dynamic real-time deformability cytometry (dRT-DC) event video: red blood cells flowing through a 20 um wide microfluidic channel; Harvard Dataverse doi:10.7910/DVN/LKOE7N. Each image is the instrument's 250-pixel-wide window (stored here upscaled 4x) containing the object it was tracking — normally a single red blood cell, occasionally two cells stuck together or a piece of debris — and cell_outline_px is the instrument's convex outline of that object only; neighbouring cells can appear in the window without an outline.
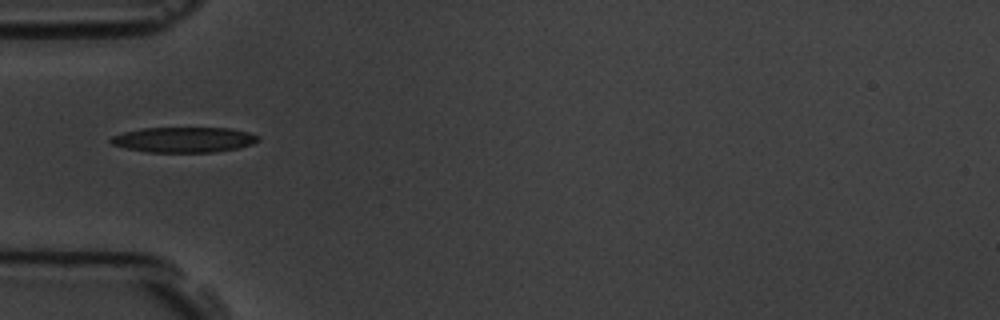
{"species": "common noctule bat (a hibernating species)", "species_latin": "Nyctalus noctula", "temperature_condition": "room temperature", "stored_images_in_passage": 1, "camera_frame_rate_fps": 3000, "um_per_image_px": 0.085, "animal": {"sex": "male", "body_mass_g": 19.5, "forearm_length_mm": 54.6}, "frame": {"image": 1, "passage_image": 1, "time_ms": 0.0, "image_size_px": [1000, 320], "cell_outline_px": [[260, 140], [252, 144], [240, 148], [216, 152], [148, 152], [124, 148], [112, 144], [108, 140], [112, 136], [124, 132], [144, 128], [232, 128], [248, 132], [260, 136]], "centroid_in_image_um": [15.66, 11.88], "position_along_channel_um": 69.3, "area_um2": 21.91}}